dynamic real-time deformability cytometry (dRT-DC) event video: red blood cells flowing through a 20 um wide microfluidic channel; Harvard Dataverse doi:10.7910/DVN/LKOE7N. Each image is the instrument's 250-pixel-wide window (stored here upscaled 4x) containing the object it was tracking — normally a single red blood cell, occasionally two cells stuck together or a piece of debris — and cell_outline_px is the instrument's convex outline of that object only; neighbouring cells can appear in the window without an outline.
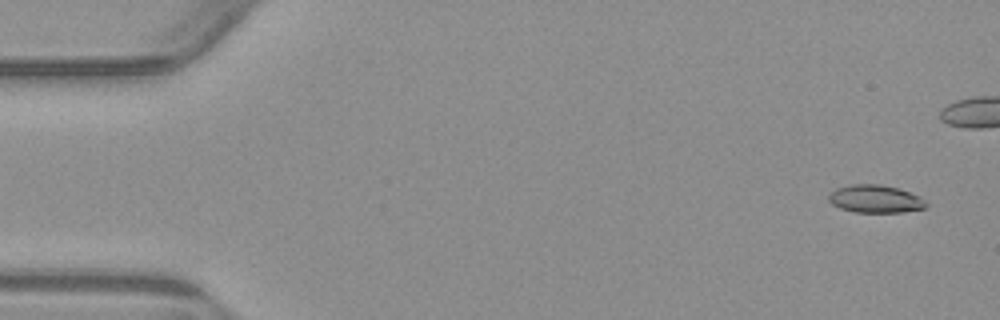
{"species": "common noctule bat (a hibernating species)", "species_latin": "Nyctalus noctula", "temperature_condition": "warm", "stored_images_in_passage": 44, "camera_frame_rate_fps": 3000, "um_per_image_px": 0.085, "animal": {"sex": "male", "body_mass_g": 23.1, "forearm_length_mm": 52.7}, "frame": {"image": 1, "passage_image": 3, "time_ms": 0.667, "image_size_px": [1000, 320], "cell_outline_px": [[928, 204], [924, 208], [904, 212], [856, 212], [840, 208], [832, 204], [828, 200], [828, 196], [836, 188], [848, 184], [880, 184], [896, 188], [920, 196]], "centroid_in_image_um": [74.38, 16.9], "position_along_channel_um": 10.6, "area_um2": 15.72}}
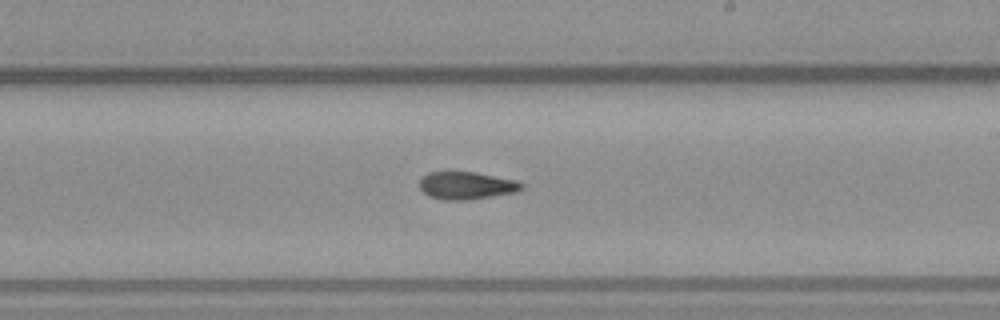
{"frame": {"image": 2, "passage_image": 32, "time_ms": 10.333, "image_size_px": [1000, 320], "cell_outline_px": [[524, 188], [516, 192], [492, 196], [464, 200], [444, 200], [428, 196], [420, 188], [420, 180], [428, 172], [448, 168], [476, 172], [516, 180], [524, 184]], "centroid_in_image_um": [39.61, 15.72], "position_along_channel_um": 249.4, "area_um2": 17.05}}
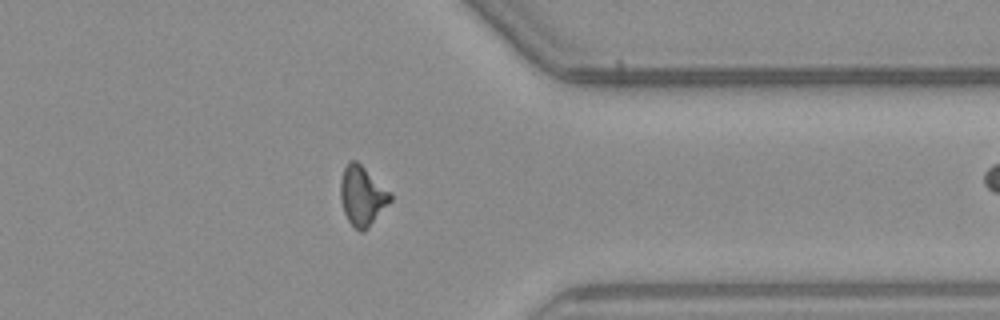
{"frame": {"image": 3, "passage_image": 43, "time_ms": 14.0, "image_size_px": [1000, 320], "cell_outline_px": [[392, 200], [368, 228], [364, 232], [360, 232], [348, 220], [344, 212], [340, 200], [340, 180], [344, 168], [348, 160], [356, 160], [392, 192]], "centroid_in_image_um": [30.79, 16.63], "position_along_channel_um": 380.6, "area_um2": 17.46}}